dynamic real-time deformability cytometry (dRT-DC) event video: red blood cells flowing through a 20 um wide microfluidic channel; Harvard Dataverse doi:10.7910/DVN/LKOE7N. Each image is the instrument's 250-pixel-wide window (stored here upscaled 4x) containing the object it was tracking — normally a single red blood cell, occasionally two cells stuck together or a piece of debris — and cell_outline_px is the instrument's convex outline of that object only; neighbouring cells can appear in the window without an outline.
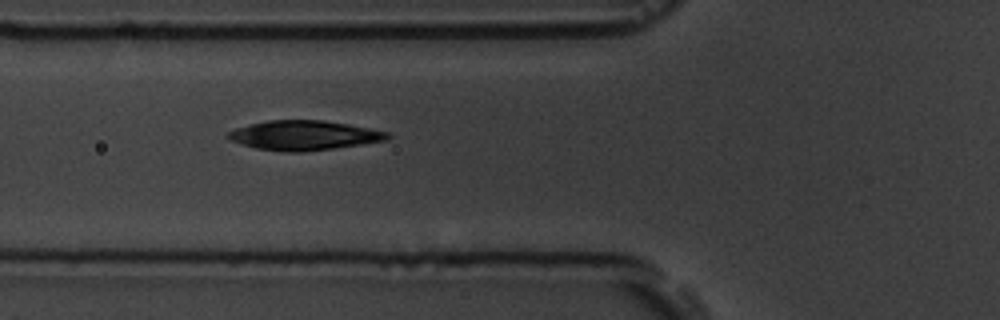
{"species": "common noctule bat (a hibernating species)", "species_latin": "Nyctalus noctula", "temperature_condition": "room temperature", "stored_images_in_passage": 5, "camera_frame_rate_fps": 3000, "um_per_image_px": 0.085, "animal": {"sex": "male", "body_mass_g": 19.5, "forearm_length_mm": 54.6}, "frame": {"image": 1, "passage_image": 5, "time_ms": 4.333, "image_size_px": [1000, 320], "cell_outline_px": [[392, 136], [388, 140], [332, 148], [300, 152], [288, 152], [256, 148], [240, 144], [232, 140], [228, 136], [228, 132], [236, 128], [268, 120], [324, 120], [348, 124], [388, 132]], "centroid_in_image_um": [25.86, 11.5], "position_along_channel_um": 99.9, "area_um2": 27.11}}